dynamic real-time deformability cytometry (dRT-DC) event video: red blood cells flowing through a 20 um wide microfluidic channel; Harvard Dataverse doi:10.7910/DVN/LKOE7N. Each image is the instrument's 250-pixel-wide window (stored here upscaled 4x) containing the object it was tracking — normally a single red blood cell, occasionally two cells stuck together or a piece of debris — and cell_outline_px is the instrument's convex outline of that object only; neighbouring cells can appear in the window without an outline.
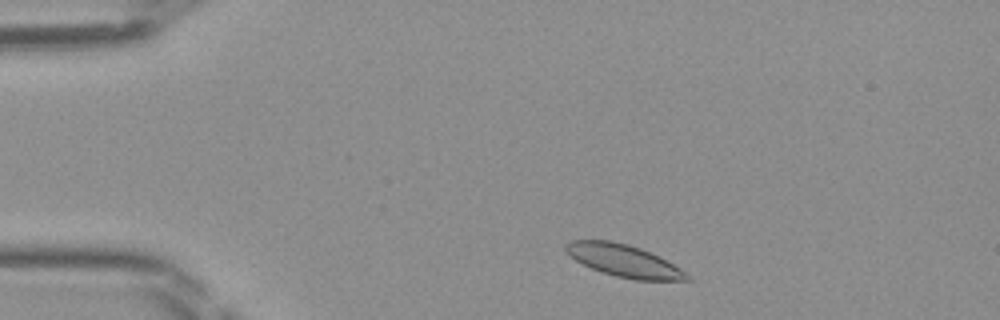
{"species": "Egyptian fruit bat (a non-hibernating species)", "species_latin": "Rousettus aegyptiacus", "temperature_condition": "room temperature", "stored_images_in_passage": 42, "camera_frame_rate_fps": 3000, "um_per_image_px": 0.085, "frame": {"image": 1, "passage_image": 3, "time_ms": 0.667, "image_size_px": [1000, 320], "cell_outline_px": [[692, 280], [636, 280], [616, 276], [600, 272], [576, 260], [564, 248], [564, 244], [572, 240], [608, 240], [628, 244], [640, 248], [680, 268], [692, 276]], "centroid_in_image_um": [53.03, 22.16], "position_along_channel_um": 32.0, "area_um2": 22.43}}
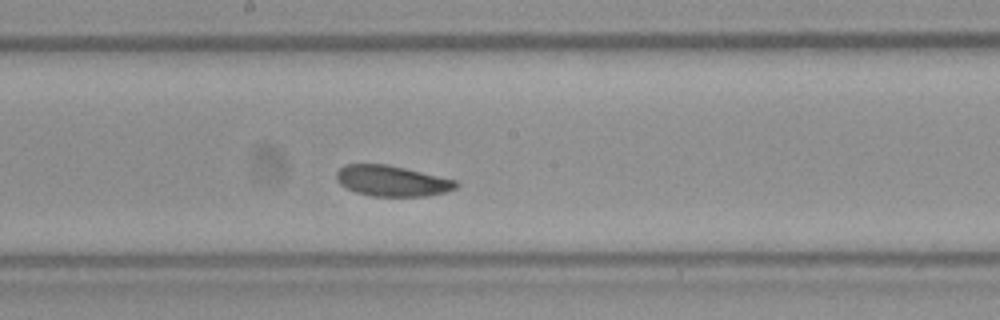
{"frame": {"image": 2, "passage_image": 20, "time_ms": 6.333, "image_size_px": [1000, 320], "cell_outline_px": [[460, 184], [456, 188], [444, 192], [428, 196], [372, 196], [356, 192], [340, 184], [336, 180], [336, 172], [344, 164], [388, 164], [456, 180]], "centroid_in_image_um": [33.31, 15.37], "position_along_channel_um": 214.9, "area_um2": 21.39}}
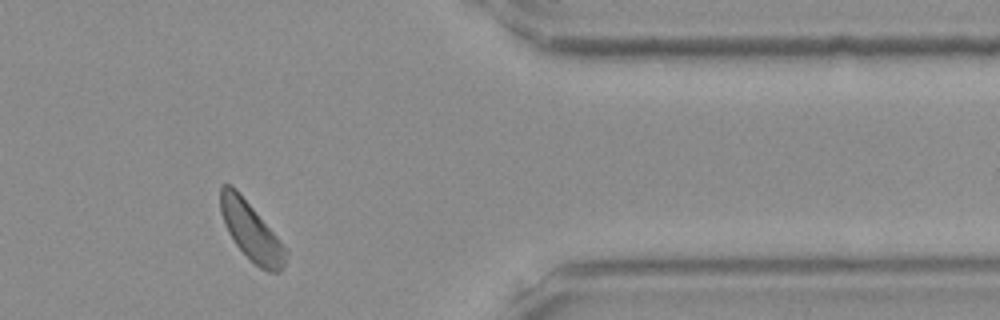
{"frame": {"image": 3, "passage_image": 34, "time_ms": 11.0, "image_size_px": [1000, 320], "cell_outline_px": [[288, 252], [284, 268], [280, 272], [268, 272], [260, 268], [236, 244], [228, 232], [224, 224], [220, 212], [220, 184], [232, 184], [236, 188], [288, 248]], "centroid_in_image_um": [21.37, 19.64], "position_along_channel_um": 390.0, "area_um2": 22.31}}